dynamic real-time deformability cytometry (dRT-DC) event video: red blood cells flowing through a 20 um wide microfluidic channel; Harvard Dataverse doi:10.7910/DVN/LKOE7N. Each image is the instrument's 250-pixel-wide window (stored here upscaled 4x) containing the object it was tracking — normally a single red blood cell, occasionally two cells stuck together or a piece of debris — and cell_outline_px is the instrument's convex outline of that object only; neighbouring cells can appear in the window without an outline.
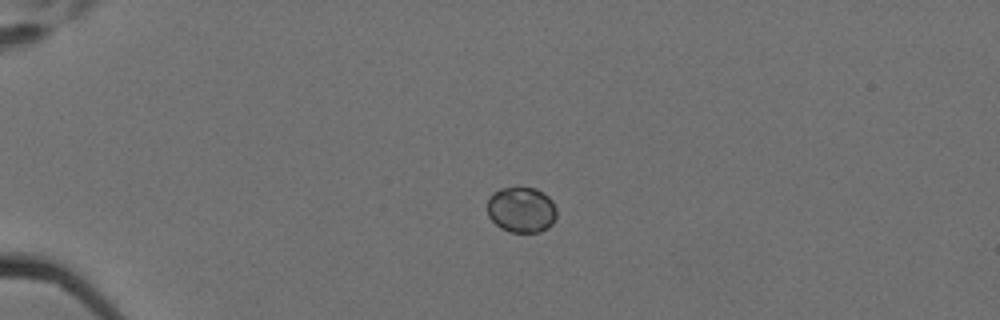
{"species": "Egyptian fruit bat (a non-hibernating species)", "species_latin": "Rousettus aegyptiacus", "temperature_condition": "cold", "stored_images_in_passage": 5, "camera_frame_rate_fps": 3000, "um_per_image_px": 0.085, "animal": {"sex": "female"}, "frame": {"image": 1, "passage_image": 4, "time_ms": 1.0, "image_size_px": [1000, 320], "cell_outline_px": [[556, 216], [552, 224], [548, 228], [540, 232], [508, 232], [500, 228], [488, 216], [488, 196], [492, 192], [500, 188], [536, 188], [548, 196], [552, 200], [556, 208]], "centroid_in_image_um": [44.31, 17.83], "position_along_channel_um": 40.7, "area_um2": 18.61}}